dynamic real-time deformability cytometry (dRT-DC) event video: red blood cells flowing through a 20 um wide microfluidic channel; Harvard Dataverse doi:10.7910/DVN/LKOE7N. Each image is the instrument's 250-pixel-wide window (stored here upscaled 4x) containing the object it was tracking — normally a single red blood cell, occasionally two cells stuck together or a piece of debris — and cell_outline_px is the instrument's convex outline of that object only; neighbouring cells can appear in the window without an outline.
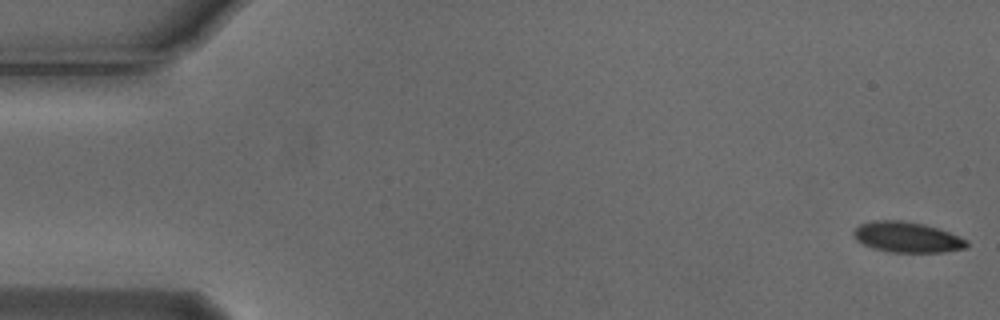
{"species": "Egyptian fruit bat (a non-hibernating species)", "species_latin": "Rousettus aegyptiacus", "temperature_condition": "cold", "stored_images_in_passage": 55, "camera_frame_rate_fps": 3000, "um_per_image_px": 0.085, "animal": {"sex": "male"}, "frame": {"image": 1, "passage_image": 1, "time_ms": 0.0, "image_size_px": [1000, 320], "cell_outline_px": [[968, 248], [944, 252], [892, 252], [872, 248], [856, 240], [852, 232], [860, 224], [872, 220], [900, 220], [924, 224], [940, 228], [968, 240]], "centroid_in_image_um": [77.13, 20.15], "position_along_channel_um": 7.9, "area_um2": 20.29}}
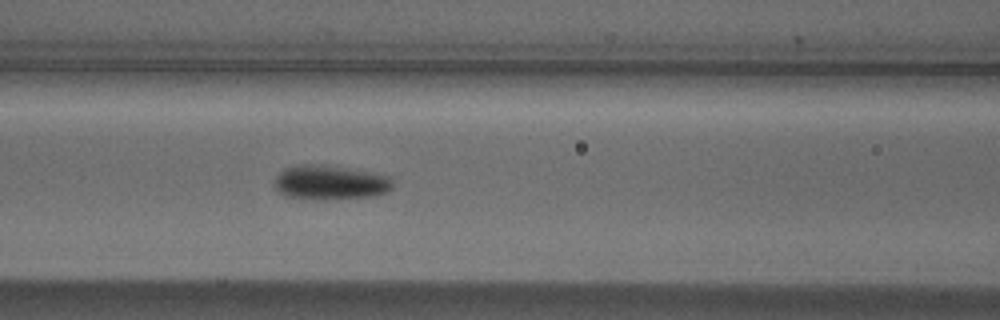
{"frame": {"image": 2, "passage_image": 23, "time_ms": 7.333, "image_size_px": [1000, 320], "cell_outline_px": [[392, 188], [384, 192], [372, 196], [320, 200], [284, 196], [276, 188], [276, 176], [280, 172], [288, 168], [348, 168], [372, 172], [388, 176], [392, 180]], "centroid_in_image_um": [28.13, 15.58], "position_along_channel_um": 138.5, "area_um2": 22.37}}
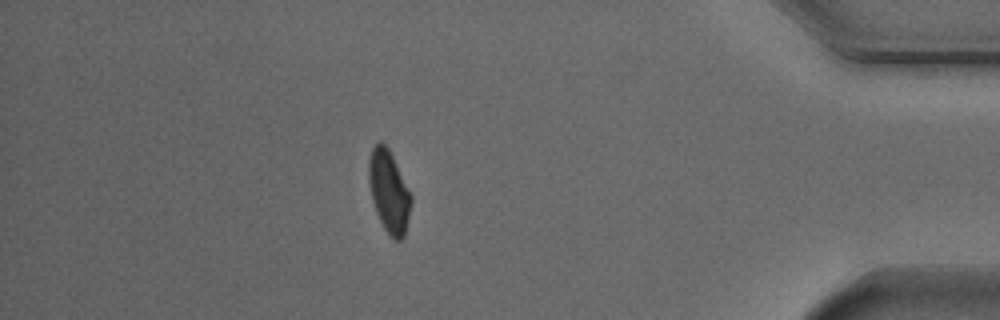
{"frame": {"image": 3, "passage_image": 48, "time_ms": 15.667, "image_size_px": [1000, 320], "cell_outline_px": [[412, 204], [404, 236], [400, 240], [396, 240], [388, 236], [376, 212], [372, 200], [368, 180], [368, 160], [372, 148], [380, 140], [388, 148], [412, 196]], "centroid_in_image_um": [33.05, 16.3], "position_along_channel_um": 402.2, "area_um2": 20.23}, "authors_computed_cell_mechanics": {"area_um2": 21.1548, "velocity_mm_per_s": 3.7133, "shape_relaxation_time_tau1_ms": 2.9788, "shape_relaxation_time_tau2_ms": null, "deformation_change_tau1": 0.1163, "deformation_change_tau2": null}}